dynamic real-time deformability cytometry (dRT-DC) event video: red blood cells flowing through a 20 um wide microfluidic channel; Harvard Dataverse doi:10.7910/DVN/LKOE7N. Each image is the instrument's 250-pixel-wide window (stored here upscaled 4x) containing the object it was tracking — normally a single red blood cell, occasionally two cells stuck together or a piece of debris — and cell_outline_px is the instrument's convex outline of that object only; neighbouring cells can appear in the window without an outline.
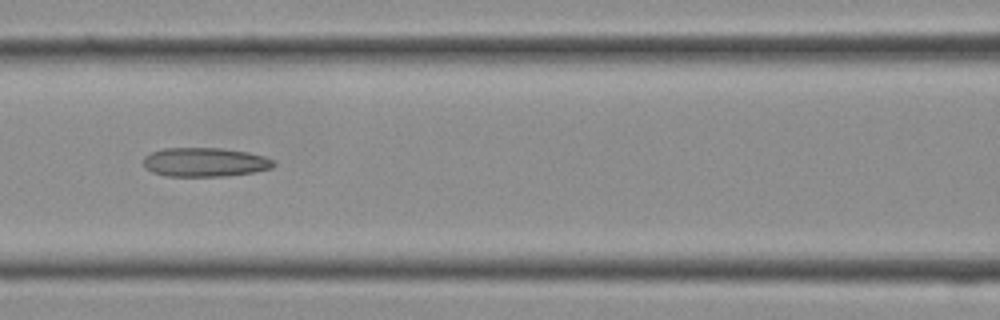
{"species": "Egyptian fruit bat (a non-hibernating species)", "species_latin": "Rousettus aegyptiacus", "temperature_condition": "cold", "stored_images_in_passage": 18, "camera_frame_rate_fps": 3000, "um_per_image_px": 0.085, "frame": {"image": 1, "passage_image": 13, "time_ms": 4.0, "image_size_px": [1000, 320], "cell_outline_px": [[276, 164], [272, 168], [252, 172], [224, 176], [164, 176], [152, 172], [144, 168], [144, 156], [152, 152], [164, 148], [220, 148], [248, 152], [264, 156], [276, 160]], "centroid_in_image_um": [17.42, 13.78], "position_along_channel_um": 149.2, "area_um2": 22.14}}
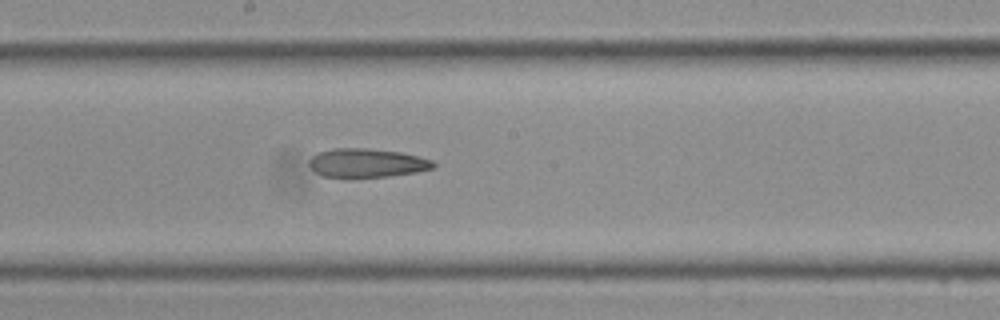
{"frame": {"image": 2, "passage_image": 16, "time_ms": 5.0, "image_size_px": [1000, 320], "cell_outline_px": [[436, 164], [432, 168], [416, 172], [388, 176], [348, 180], [344, 180], [324, 176], [316, 172], [308, 164], [308, 160], [316, 152], [332, 148], [368, 148], [400, 152], [432, 160]], "centroid_in_image_um": [31.09, 13.88], "position_along_channel_um": 217.1, "area_um2": 21.5}}
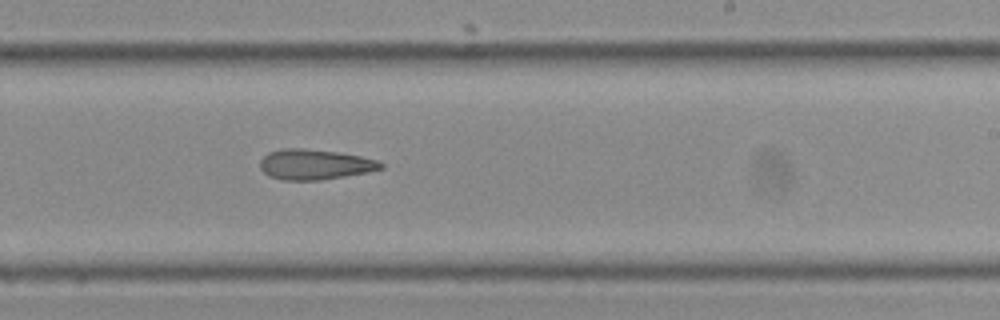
{"frame": {"image": 3, "passage_image": 18, "time_ms": 5.667, "image_size_px": [1000, 320], "cell_outline_px": [[384, 168], [368, 172], [320, 180], [284, 180], [268, 176], [260, 168], [260, 160], [268, 152], [280, 148], [300, 148], [336, 152], [360, 156], [380, 160], [384, 164]], "centroid_in_image_um": [26.76, 13.97], "position_along_channel_um": 262.2, "area_um2": 21.39}}